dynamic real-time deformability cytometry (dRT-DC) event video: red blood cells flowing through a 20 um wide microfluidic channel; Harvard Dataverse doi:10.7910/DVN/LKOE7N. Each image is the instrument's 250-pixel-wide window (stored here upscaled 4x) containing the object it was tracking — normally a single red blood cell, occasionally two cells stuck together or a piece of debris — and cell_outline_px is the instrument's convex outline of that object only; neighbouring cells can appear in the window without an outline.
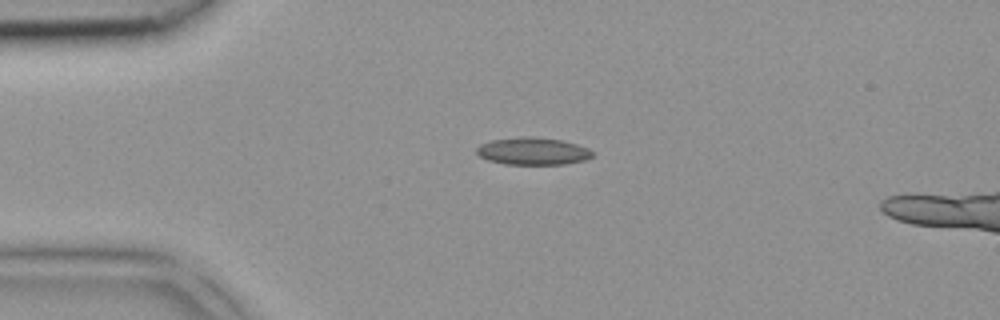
{"species": "common noctule bat (a hibernating species)", "species_latin": "Nyctalus noctula", "temperature_condition": "room temperature", "stored_images_in_passage": 2, "camera_frame_rate_fps": 3000, "um_per_image_px": 0.085, "animal": {"sex": "female", "body_mass_g": 18.4}, "frame": {"image": 1, "passage_image": 1, "time_ms": 0.0, "image_size_px": [1000, 320], "cell_outline_px": [[592, 156], [584, 160], [560, 164], [504, 164], [488, 160], [480, 156], [476, 152], [476, 148], [480, 144], [492, 140], [520, 136], [532, 136], [560, 140], [576, 144], [588, 148], [592, 152]], "centroid_in_image_um": [45.25, 12.84], "position_along_channel_um": 39.8, "area_um2": 18.32}}